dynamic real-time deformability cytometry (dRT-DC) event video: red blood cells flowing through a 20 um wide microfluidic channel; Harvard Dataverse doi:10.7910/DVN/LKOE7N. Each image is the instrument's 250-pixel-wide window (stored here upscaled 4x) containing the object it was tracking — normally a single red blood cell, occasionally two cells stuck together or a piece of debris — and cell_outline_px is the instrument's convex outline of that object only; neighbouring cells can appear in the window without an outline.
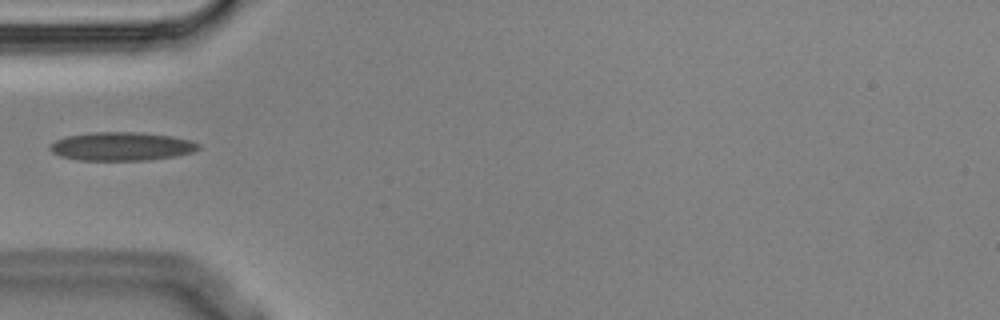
{"species": "Egyptian fruit bat (a non-hibernating species)", "species_latin": "Rousettus aegyptiacus", "temperature_condition": "cold", "stored_images_in_passage": 12, "camera_frame_rate_fps": 3000, "um_per_image_px": 0.085, "animal": {"sex": "male"}, "frame": {"image": 1, "passage_image": 3, "time_ms": 0.667, "image_size_px": [1000, 320], "cell_outline_px": [[200, 148], [192, 152], [176, 156], [148, 160], [80, 160], [60, 156], [52, 152], [48, 148], [56, 140], [68, 136], [92, 132], [140, 132], [172, 136], [192, 140], [200, 144]], "centroid_in_image_um": [10.37, 12.44], "position_along_channel_um": 74.6, "area_um2": 24.68}}
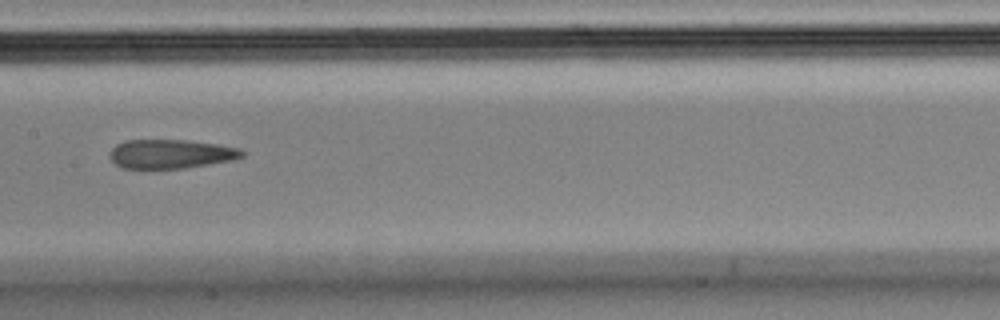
{"frame": {"image": 2, "passage_image": 6, "time_ms": 1.667, "image_size_px": [1000, 320], "cell_outline_px": [[244, 156], [236, 160], [184, 168], [124, 168], [116, 164], [108, 156], [108, 152], [116, 144], [128, 140], [184, 140], [216, 144], [240, 148], [244, 152]], "centroid_in_image_um": [14.53, 13.08], "position_along_channel_um": 192.9, "area_um2": 22.43}}
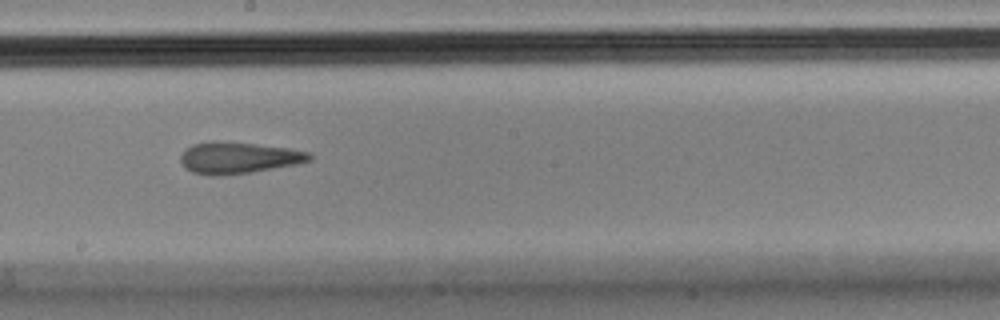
{"frame": {"image": 3, "passage_image": 7, "time_ms": 2.0, "image_size_px": [1000, 320], "cell_outline_px": [[312, 160], [296, 164], [252, 172], [216, 176], [208, 176], [192, 172], [184, 168], [180, 160], [180, 156], [184, 148], [192, 144], [212, 140], [256, 144], [288, 148], [312, 152]], "centroid_in_image_um": [20.23, 13.41], "position_along_channel_um": 228.0, "area_um2": 23.99}}